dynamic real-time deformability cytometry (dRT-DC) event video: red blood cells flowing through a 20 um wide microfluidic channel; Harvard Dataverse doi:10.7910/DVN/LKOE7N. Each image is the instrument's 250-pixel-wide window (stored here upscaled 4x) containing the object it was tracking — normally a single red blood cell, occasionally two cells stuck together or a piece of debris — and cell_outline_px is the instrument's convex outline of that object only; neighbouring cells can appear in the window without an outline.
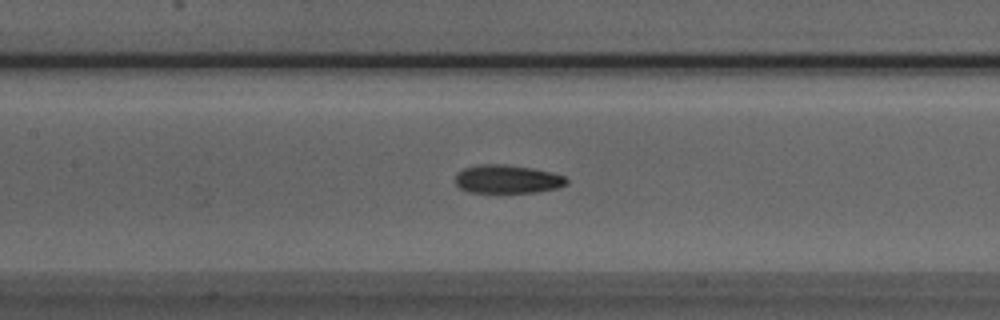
{"species": "Egyptian fruit bat (a non-hibernating species)", "species_latin": "Rousettus aegyptiacus", "temperature_condition": "room temperature", "stored_images_in_passage": 30, "camera_frame_rate_fps": 3000, "um_per_image_px": 0.085, "animal": {"sex": "male"}, "frame": {"image": 1, "passage_image": 8, "time_ms": 2.333, "image_size_px": [1000, 320], "cell_outline_px": [[568, 184], [556, 188], [536, 192], [468, 192], [460, 188], [456, 184], [456, 172], [464, 168], [480, 164], [504, 164], [532, 168], [552, 172], [564, 176], [568, 180]], "centroid_in_image_um": [43.12, 15.22], "position_along_channel_um": 164.3, "area_um2": 18.44}}
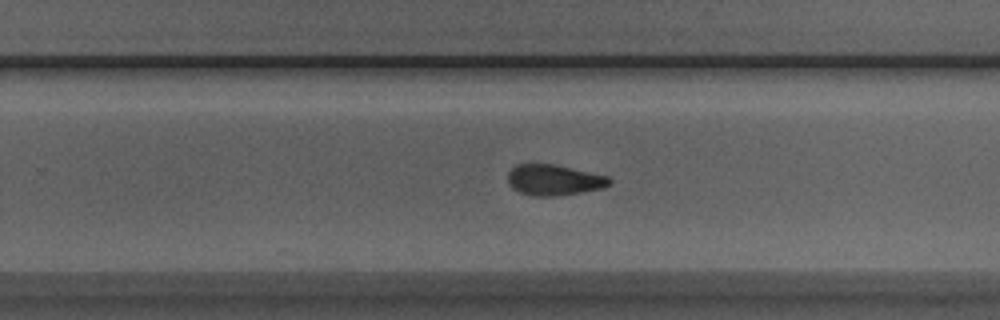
{"frame": {"image": 2, "passage_image": 17, "time_ms": 5.333, "image_size_px": [1000, 320], "cell_outline_px": [[612, 184], [604, 188], [556, 196], [532, 196], [520, 192], [512, 188], [508, 184], [508, 172], [516, 164], [556, 164], [608, 176], [612, 180]], "centroid_in_image_um": [47.1, 15.29], "position_along_channel_um": 282.7, "area_um2": 18.38}}
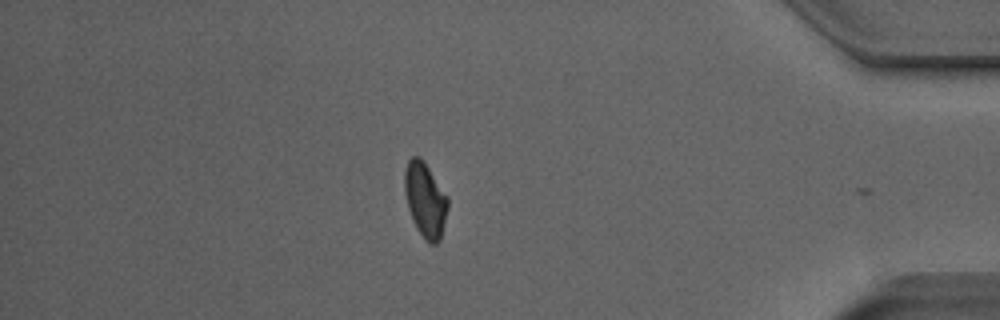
{"frame": {"image": 3, "passage_image": 29, "time_ms": 9.333, "image_size_px": [1000, 320], "cell_outline_px": [[448, 208], [440, 240], [436, 244], [428, 244], [424, 240], [416, 228], [412, 220], [408, 208], [404, 192], [404, 172], [408, 160], [412, 156], [420, 156], [424, 160], [448, 196]], "centroid_in_image_um": [36.14, 16.98], "position_along_channel_um": 399.1, "area_um2": 19.19}}